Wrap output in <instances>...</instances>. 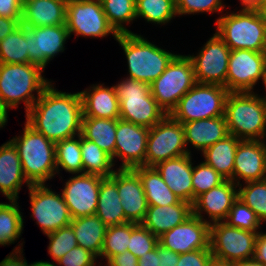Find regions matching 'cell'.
<instances>
[{"label":"cell","instance_id":"38","mask_svg":"<svg viewBox=\"0 0 266 266\" xmlns=\"http://www.w3.org/2000/svg\"><path fill=\"white\" fill-rule=\"evenodd\" d=\"M55 156L57 174L61 168L70 174H83L80 135L56 142Z\"/></svg>","mask_w":266,"mask_h":266},{"label":"cell","instance_id":"37","mask_svg":"<svg viewBox=\"0 0 266 266\" xmlns=\"http://www.w3.org/2000/svg\"><path fill=\"white\" fill-rule=\"evenodd\" d=\"M135 1L136 0H104L102 2L103 11L107 20L118 35L133 33L127 29L124 24L133 23V21L137 19Z\"/></svg>","mask_w":266,"mask_h":266},{"label":"cell","instance_id":"28","mask_svg":"<svg viewBox=\"0 0 266 266\" xmlns=\"http://www.w3.org/2000/svg\"><path fill=\"white\" fill-rule=\"evenodd\" d=\"M182 127L186 146L190 143L202 153L229 135L225 116L186 122Z\"/></svg>","mask_w":266,"mask_h":266},{"label":"cell","instance_id":"50","mask_svg":"<svg viewBox=\"0 0 266 266\" xmlns=\"http://www.w3.org/2000/svg\"><path fill=\"white\" fill-rule=\"evenodd\" d=\"M23 243L16 246L13 251L8 254L1 262L0 266H33V263L28 264L23 253ZM24 258V259H23Z\"/></svg>","mask_w":266,"mask_h":266},{"label":"cell","instance_id":"36","mask_svg":"<svg viewBox=\"0 0 266 266\" xmlns=\"http://www.w3.org/2000/svg\"><path fill=\"white\" fill-rule=\"evenodd\" d=\"M0 63H29L26 27L20 25L17 29L0 41Z\"/></svg>","mask_w":266,"mask_h":266},{"label":"cell","instance_id":"56","mask_svg":"<svg viewBox=\"0 0 266 266\" xmlns=\"http://www.w3.org/2000/svg\"><path fill=\"white\" fill-rule=\"evenodd\" d=\"M265 4V0H241V9L260 10Z\"/></svg>","mask_w":266,"mask_h":266},{"label":"cell","instance_id":"25","mask_svg":"<svg viewBox=\"0 0 266 266\" xmlns=\"http://www.w3.org/2000/svg\"><path fill=\"white\" fill-rule=\"evenodd\" d=\"M67 0H23L21 24L26 28L66 25Z\"/></svg>","mask_w":266,"mask_h":266},{"label":"cell","instance_id":"35","mask_svg":"<svg viewBox=\"0 0 266 266\" xmlns=\"http://www.w3.org/2000/svg\"><path fill=\"white\" fill-rule=\"evenodd\" d=\"M18 200H9L8 203L0 202V245L14 244L23 233V216Z\"/></svg>","mask_w":266,"mask_h":266},{"label":"cell","instance_id":"45","mask_svg":"<svg viewBox=\"0 0 266 266\" xmlns=\"http://www.w3.org/2000/svg\"><path fill=\"white\" fill-rule=\"evenodd\" d=\"M158 237L145 228L142 224L131 222V237L129 240L128 251L137 258L145 255L146 252L153 250L158 244Z\"/></svg>","mask_w":266,"mask_h":266},{"label":"cell","instance_id":"24","mask_svg":"<svg viewBox=\"0 0 266 266\" xmlns=\"http://www.w3.org/2000/svg\"><path fill=\"white\" fill-rule=\"evenodd\" d=\"M31 184L24 176L16 146L8 140L0 146V192L8 200H18L23 184Z\"/></svg>","mask_w":266,"mask_h":266},{"label":"cell","instance_id":"54","mask_svg":"<svg viewBox=\"0 0 266 266\" xmlns=\"http://www.w3.org/2000/svg\"><path fill=\"white\" fill-rule=\"evenodd\" d=\"M21 25V19L0 17V41Z\"/></svg>","mask_w":266,"mask_h":266},{"label":"cell","instance_id":"59","mask_svg":"<svg viewBox=\"0 0 266 266\" xmlns=\"http://www.w3.org/2000/svg\"><path fill=\"white\" fill-rule=\"evenodd\" d=\"M207 266H233V263L212 258Z\"/></svg>","mask_w":266,"mask_h":266},{"label":"cell","instance_id":"15","mask_svg":"<svg viewBox=\"0 0 266 266\" xmlns=\"http://www.w3.org/2000/svg\"><path fill=\"white\" fill-rule=\"evenodd\" d=\"M231 49L215 32L197 55H188L194 67L196 83L216 84L226 88Z\"/></svg>","mask_w":266,"mask_h":266},{"label":"cell","instance_id":"62","mask_svg":"<svg viewBox=\"0 0 266 266\" xmlns=\"http://www.w3.org/2000/svg\"><path fill=\"white\" fill-rule=\"evenodd\" d=\"M265 89H266V74H265V78H264V82H263ZM263 100L266 102V95L262 96Z\"/></svg>","mask_w":266,"mask_h":266},{"label":"cell","instance_id":"11","mask_svg":"<svg viewBox=\"0 0 266 266\" xmlns=\"http://www.w3.org/2000/svg\"><path fill=\"white\" fill-rule=\"evenodd\" d=\"M258 233L231 227L224 221L210 224L213 258L231 263L253 258Z\"/></svg>","mask_w":266,"mask_h":266},{"label":"cell","instance_id":"16","mask_svg":"<svg viewBox=\"0 0 266 266\" xmlns=\"http://www.w3.org/2000/svg\"><path fill=\"white\" fill-rule=\"evenodd\" d=\"M103 178L97 174L83 173L74 174L65 182L62 195L72 219L95 215Z\"/></svg>","mask_w":266,"mask_h":266},{"label":"cell","instance_id":"27","mask_svg":"<svg viewBox=\"0 0 266 266\" xmlns=\"http://www.w3.org/2000/svg\"><path fill=\"white\" fill-rule=\"evenodd\" d=\"M83 104V117L120 119L119 101L114 85L92 84L80 92Z\"/></svg>","mask_w":266,"mask_h":266},{"label":"cell","instance_id":"20","mask_svg":"<svg viewBox=\"0 0 266 266\" xmlns=\"http://www.w3.org/2000/svg\"><path fill=\"white\" fill-rule=\"evenodd\" d=\"M238 199V185L231 180H225L220 185L199 195L193 205V215L209 224L223 222L227 219L233 203ZM205 212L210 218L204 219Z\"/></svg>","mask_w":266,"mask_h":266},{"label":"cell","instance_id":"9","mask_svg":"<svg viewBox=\"0 0 266 266\" xmlns=\"http://www.w3.org/2000/svg\"><path fill=\"white\" fill-rule=\"evenodd\" d=\"M196 84L194 67L188 55L177 54L166 70L150 84L151 95L170 114L179 100Z\"/></svg>","mask_w":266,"mask_h":266},{"label":"cell","instance_id":"18","mask_svg":"<svg viewBox=\"0 0 266 266\" xmlns=\"http://www.w3.org/2000/svg\"><path fill=\"white\" fill-rule=\"evenodd\" d=\"M69 38L66 25L26 28L29 63L45 70L46 65L56 55L64 52L65 43Z\"/></svg>","mask_w":266,"mask_h":266},{"label":"cell","instance_id":"34","mask_svg":"<svg viewBox=\"0 0 266 266\" xmlns=\"http://www.w3.org/2000/svg\"><path fill=\"white\" fill-rule=\"evenodd\" d=\"M81 158L83 173L97 174L110 177L117 169L112 157L102 150L96 143L87 140L80 135Z\"/></svg>","mask_w":266,"mask_h":266},{"label":"cell","instance_id":"60","mask_svg":"<svg viewBox=\"0 0 266 266\" xmlns=\"http://www.w3.org/2000/svg\"><path fill=\"white\" fill-rule=\"evenodd\" d=\"M33 266H57L56 263L47 261H36L33 262Z\"/></svg>","mask_w":266,"mask_h":266},{"label":"cell","instance_id":"42","mask_svg":"<svg viewBox=\"0 0 266 266\" xmlns=\"http://www.w3.org/2000/svg\"><path fill=\"white\" fill-rule=\"evenodd\" d=\"M224 222L231 227L252 232H260L258 229L261 227V224H263L256 213L240 199H237L233 203L228 217Z\"/></svg>","mask_w":266,"mask_h":266},{"label":"cell","instance_id":"39","mask_svg":"<svg viewBox=\"0 0 266 266\" xmlns=\"http://www.w3.org/2000/svg\"><path fill=\"white\" fill-rule=\"evenodd\" d=\"M137 18H145V21L153 24H167L176 17L175 0H136Z\"/></svg>","mask_w":266,"mask_h":266},{"label":"cell","instance_id":"46","mask_svg":"<svg viewBox=\"0 0 266 266\" xmlns=\"http://www.w3.org/2000/svg\"><path fill=\"white\" fill-rule=\"evenodd\" d=\"M222 0H175L177 16L197 13H222L226 4Z\"/></svg>","mask_w":266,"mask_h":266},{"label":"cell","instance_id":"6","mask_svg":"<svg viewBox=\"0 0 266 266\" xmlns=\"http://www.w3.org/2000/svg\"><path fill=\"white\" fill-rule=\"evenodd\" d=\"M215 24L216 33L231 50L265 52V18L260 10L226 12Z\"/></svg>","mask_w":266,"mask_h":266},{"label":"cell","instance_id":"3","mask_svg":"<svg viewBox=\"0 0 266 266\" xmlns=\"http://www.w3.org/2000/svg\"><path fill=\"white\" fill-rule=\"evenodd\" d=\"M224 116L230 135L240 140L266 141V102L254 91L230 92Z\"/></svg>","mask_w":266,"mask_h":266},{"label":"cell","instance_id":"10","mask_svg":"<svg viewBox=\"0 0 266 266\" xmlns=\"http://www.w3.org/2000/svg\"><path fill=\"white\" fill-rule=\"evenodd\" d=\"M191 154L185 143L182 123L167 114L149 129L145 166L154 167L158 163Z\"/></svg>","mask_w":266,"mask_h":266},{"label":"cell","instance_id":"5","mask_svg":"<svg viewBox=\"0 0 266 266\" xmlns=\"http://www.w3.org/2000/svg\"><path fill=\"white\" fill-rule=\"evenodd\" d=\"M122 47L128 64V78L151 84L177 55L152 44L137 33L120 34L115 39Z\"/></svg>","mask_w":266,"mask_h":266},{"label":"cell","instance_id":"8","mask_svg":"<svg viewBox=\"0 0 266 266\" xmlns=\"http://www.w3.org/2000/svg\"><path fill=\"white\" fill-rule=\"evenodd\" d=\"M230 92L221 85L196 83L169 114L174 120L186 123L224 116Z\"/></svg>","mask_w":266,"mask_h":266},{"label":"cell","instance_id":"30","mask_svg":"<svg viewBox=\"0 0 266 266\" xmlns=\"http://www.w3.org/2000/svg\"><path fill=\"white\" fill-rule=\"evenodd\" d=\"M70 226L75 233L77 245L89 250L99 259L107 226L96 215L72 219Z\"/></svg>","mask_w":266,"mask_h":266},{"label":"cell","instance_id":"40","mask_svg":"<svg viewBox=\"0 0 266 266\" xmlns=\"http://www.w3.org/2000/svg\"><path fill=\"white\" fill-rule=\"evenodd\" d=\"M130 237L131 222L107 227L99 258L108 261L112 256L128 251Z\"/></svg>","mask_w":266,"mask_h":266},{"label":"cell","instance_id":"29","mask_svg":"<svg viewBox=\"0 0 266 266\" xmlns=\"http://www.w3.org/2000/svg\"><path fill=\"white\" fill-rule=\"evenodd\" d=\"M116 185V171L100 183L95 215L107 226L127 223Z\"/></svg>","mask_w":266,"mask_h":266},{"label":"cell","instance_id":"26","mask_svg":"<svg viewBox=\"0 0 266 266\" xmlns=\"http://www.w3.org/2000/svg\"><path fill=\"white\" fill-rule=\"evenodd\" d=\"M192 215V204L181 200L172 205H148L141 224L159 238L165 232L185 222Z\"/></svg>","mask_w":266,"mask_h":266},{"label":"cell","instance_id":"23","mask_svg":"<svg viewBox=\"0 0 266 266\" xmlns=\"http://www.w3.org/2000/svg\"><path fill=\"white\" fill-rule=\"evenodd\" d=\"M191 154L158 163L156 170L172 192L181 200L193 205V163Z\"/></svg>","mask_w":266,"mask_h":266},{"label":"cell","instance_id":"52","mask_svg":"<svg viewBox=\"0 0 266 266\" xmlns=\"http://www.w3.org/2000/svg\"><path fill=\"white\" fill-rule=\"evenodd\" d=\"M106 266H138V258L130 251L112 256Z\"/></svg>","mask_w":266,"mask_h":266},{"label":"cell","instance_id":"49","mask_svg":"<svg viewBox=\"0 0 266 266\" xmlns=\"http://www.w3.org/2000/svg\"><path fill=\"white\" fill-rule=\"evenodd\" d=\"M23 0H0V17L21 19Z\"/></svg>","mask_w":266,"mask_h":266},{"label":"cell","instance_id":"13","mask_svg":"<svg viewBox=\"0 0 266 266\" xmlns=\"http://www.w3.org/2000/svg\"><path fill=\"white\" fill-rule=\"evenodd\" d=\"M66 27L71 36L103 38L118 34L110 26L102 3L86 0H68L66 4Z\"/></svg>","mask_w":266,"mask_h":266},{"label":"cell","instance_id":"63","mask_svg":"<svg viewBox=\"0 0 266 266\" xmlns=\"http://www.w3.org/2000/svg\"><path fill=\"white\" fill-rule=\"evenodd\" d=\"M265 53H266V18H265Z\"/></svg>","mask_w":266,"mask_h":266},{"label":"cell","instance_id":"17","mask_svg":"<svg viewBox=\"0 0 266 266\" xmlns=\"http://www.w3.org/2000/svg\"><path fill=\"white\" fill-rule=\"evenodd\" d=\"M149 128L117 119L115 153L112 161L121 159L119 169H133L145 166V155L147 150V139Z\"/></svg>","mask_w":266,"mask_h":266},{"label":"cell","instance_id":"14","mask_svg":"<svg viewBox=\"0 0 266 266\" xmlns=\"http://www.w3.org/2000/svg\"><path fill=\"white\" fill-rule=\"evenodd\" d=\"M266 53L246 49L231 50L226 76L229 92H253L259 80L264 82Z\"/></svg>","mask_w":266,"mask_h":266},{"label":"cell","instance_id":"48","mask_svg":"<svg viewBox=\"0 0 266 266\" xmlns=\"http://www.w3.org/2000/svg\"><path fill=\"white\" fill-rule=\"evenodd\" d=\"M212 258L210 249H198L180 254L176 266H207Z\"/></svg>","mask_w":266,"mask_h":266},{"label":"cell","instance_id":"19","mask_svg":"<svg viewBox=\"0 0 266 266\" xmlns=\"http://www.w3.org/2000/svg\"><path fill=\"white\" fill-rule=\"evenodd\" d=\"M210 224L195 215L165 232L158 238L163 247L184 254L198 249H210Z\"/></svg>","mask_w":266,"mask_h":266},{"label":"cell","instance_id":"2","mask_svg":"<svg viewBox=\"0 0 266 266\" xmlns=\"http://www.w3.org/2000/svg\"><path fill=\"white\" fill-rule=\"evenodd\" d=\"M44 70L32 63H0V103L8 112L25 104V114L51 83L42 76ZM37 93V96L34 95Z\"/></svg>","mask_w":266,"mask_h":266},{"label":"cell","instance_id":"21","mask_svg":"<svg viewBox=\"0 0 266 266\" xmlns=\"http://www.w3.org/2000/svg\"><path fill=\"white\" fill-rule=\"evenodd\" d=\"M266 170V145L264 140H241L237 146L233 182L240 185L264 180Z\"/></svg>","mask_w":266,"mask_h":266},{"label":"cell","instance_id":"53","mask_svg":"<svg viewBox=\"0 0 266 266\" xmlns=\"http://www.w3.org/2000/svg\"><path fill=\"white\" fill-rule=\"evenodd\" d=\"M253 258L266 266V232L258 233Z\"/></svg>","mask_w":266,"mask_h":266},{"label":"cell","instance_id":"58","mask_svg":"<svg viewBox=\"0 0 266 266\" xmlns=\"http://www.w3.org/2000/svg\"><path fill=\"white\" fill-rule=\"evenodd\" d=\"M8 112L2 107L0 103V128H3L8 122Z\"/></svg>","mask_w":266,"mask_h":266},{"label":"cell","instance_id":"1","mask_svg":"<svg viewBox=\"0 0 266 266\" xmlns=\"http://www.w3.org/2000/svg\"><path fill=\"white\" fill-rule=\"evenodd\" d=\"M51 82L26 113V123L56 143L81 134L83 104L80 92L58 91Z\"/></svg>","mask_w":266,"mask_h":266},{"label":"cell","instance_id":"32","mask_svg":"<svg viewBox=\"0 0 266 266\" xmlns=\"http://www.w3.org/2000/svg\"><path fill=\"white\" fill-rule=\"evenodd\" d=\"M133 170L139 175L148 205L177 204L180 199L172 192L155 167L138 166Z\"/></svg>","mask_w":266,"mask_h":266},{"label":"cell","instance_id":"4","mask_svg":"<svg viewBox=\"0 0 266 266\" xmlns=\"http://www.w3.org/2000/svg\"><path fill=\"white\" fill-rule=\"evenodd\" d=\"M16 146L24 176L31 185L46 184L57 174L55 143L26 122L21 136L10 139Z\"/></svg>","mask_w":266,"mask_h":266},{"label":"cell","instance_id":"22","mask_svg":"<svg viewBox=\"0 0 266 266\" xmlns=\"http://www.w3.org/2000/svg\"><path fill=\"white\" fill-rule=\"evenodd\" d=\"M116 185L126 220L141 224L145 218L148 203L139 175L133 169L117 168Z\"/></svg>","mask_w":266,"mask_h":266},{"label":"cell","instance_id":"47","mask_svg":"<svg viewBox=\"0 0 266 266\" xmlns=\"http://www.w3.org/2000/svg\"><path fill=\"white\" fill-rule=\"evenodd\" d=\"M97 257L89 250L76 246L67 252L56 264L57 266H96ZM100 266V265H99Z\"/></svg>","mask_w":266,"mask_h":266},{"label":"cell","instance_id":"64","mask_svg":"<svg viewBox=\"0 0 266 266\" xmlns=\"http://www.w3.org/2000/svg\"><path fill=\"white\" fill-rule=\"evenodd\" d=\"M86 1H93V2H99V3H102L104 0H86Z\"/></svg>","mask_w":266,"mask_h":266},{"label":"cell","instance_id":"43","mask_svg":"<svg viewBox=\"0 0 266 266\" xmlns=\"http://www.w3.org/2000/svg\"><path fill=\"white\" fill-rule=\"evenodd\" d=\"M226 179L204 161L193 166V203L204 192L223 183Z\"/></svg>","mask_w":266,"mask_h":266},{"label":"cell","instance_id":"33","mask_svg":"<svg viewBox=\"0 0 266 266\" xmlns=\"http://www.w3.org/2000/svg\"><path fill=\"white\" fill-rule=\"evenodd\" d=\"M117 119L83 117L81 136L96 143L111 157L115 153Z\"/></svg>","mask_w":266,"mask_h":266},{"label":"cell","instance_id":"31","mask_svg":"<svg viewBox=\"0 0 266 266\" xmlns=\"http://www.w3.org/2000/svg\"><path fill=\"white\" fill-rule=\"evenodd\" d=\"M240 141L239 138L229 134L202 153L207 165L212 166L221 176L232 182L234 159Z\"/></svg>","mask_w":266,"mask_h":266},{"label":"cell","instance_id":"57","mask_svg":"<svg viewBox=\"0 0 266 266\" xmlns=\"http://www.w3.org/2000/svg\"><path fill=\"white\" fill-rule=\"evenodd\" d=\"M233 266H265V265L262 264L260 261L251 258L235 262L233 263Z\"/></svg>","mask_w":266,"mask_h":266},{"label":"cell","instance_id":"44","mask_svg":"<svg viewBox=\"0 0 266 266\" xmlns=\"http://www.w3.org/2000/svg\"><path fill=\"white\" fill-rule=\"evenodd\" d=\"M46 235L49 239L48 254L53 259L52 262H57L67 252L78 246L70 225Z\"/></svg>","mask_w":266,"mask_h":266},{"label":"cell","instance_id":"41","mask_svg":"<svg viewBox=\"0 0 266 266\" xmlns=\"http://www.w3.org/2000/svg\"><path fill=\"white\" fill-rule=\"evenodd\" d=\"M238 199L251 208L260 221L266 222V181H250L238 185Z\"/></svg>","mask_w":266,"mask_h":266},{"label":"cell","instance_id":"12","mask_svg":"<svg viewBox=\"0 0 266 266\" xmlns=\"http://www.w3.org/2000/svg\"><path fill=\"white\" fill-rule=\"evenodd\" d=\"M28 190L31 217L45 235L70 225L72 217L62 193L53 192L47 184L31 185Z\"/></svg>","mask_w":266,"mask_h":266},{"label":"cell","instance_id":"7","mask_svg":"<svg viewBox=\"0 0 266 266\" xmlns=\"http://www.w3.org/2000/svg\"><path fill=\"white\" fill-rule=\"evenodd\" d=\"M114 87L120 119L150 129L167 115L151 95L149 84L127 77Z\"/></svg>","mask_w":266,"mask_h":266},{"label":"cell","instance_id":"51","mask_svg":"<svg viewBox=\"0 0 266 266\" xmlns=\"http://www.w3.org/2000/svg\"><path fill=\"white\" fill-rule=\"evenodd\" d=\"M179 255L180 254L168 250L159 243L157 244L158 266H176Z\"/></svg>","mask_w":266,"mask_h":266},{"label":"cell","instance_id":"61","mask_svg":"<svg viewBox=\"0 0 266 266\" xmlns=\"http://www.w3.org/2000/svg\"><path fill=\"white\" fill-rule=\"evenodd\" d=\"M261 14L266 18V0L264 6L260 9Z\"/></svg>","mask_w":266,"mask_h":266},{"label":"cell","instance_id":"55","mask_svg":"<svg viewBox=\"0 0 266 266\" xmlns=\"http://www.w3.org/2000/svg\"><path fill=\"white\" fill-rule=\"evenodd\" d=\"M138 266H158L157 246L138 258Z\"/></svg>","mask_w":266,"mask_h":266}]
</instances>
